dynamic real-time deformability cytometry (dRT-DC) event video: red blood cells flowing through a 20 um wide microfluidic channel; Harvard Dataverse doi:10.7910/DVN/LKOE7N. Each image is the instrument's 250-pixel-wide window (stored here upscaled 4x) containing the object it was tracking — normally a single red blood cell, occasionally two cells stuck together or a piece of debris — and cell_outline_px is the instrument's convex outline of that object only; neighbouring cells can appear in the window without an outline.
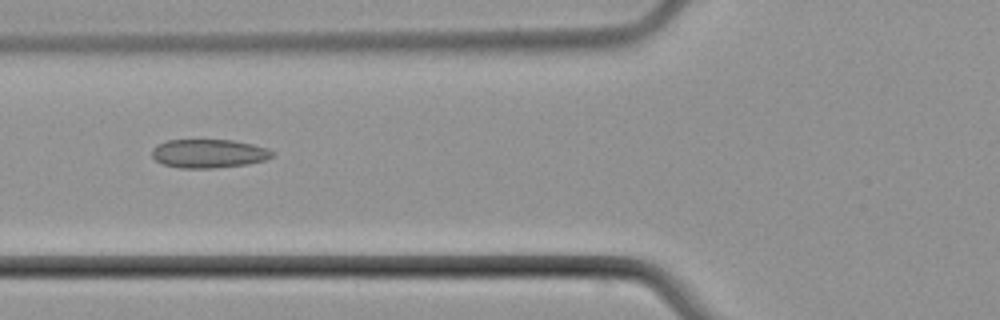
{"species": "common noctule bat (a hibernating species)", "species_latin": "Nyctalus noctula", "temperature_condition": "cold", "stored_images_in_passage": 10, "camera_frame_rate_fps": 3000, "um_per_image_px": 0.085, "animal": {"sex": "male", "body_mass_g": 21.5, "forearm_length_mm": 52.0}, "frame": {"image": 1, "passage_image": 6, "time_ms": 6.333, "image_size_px": [1000, 320], "cell_outline_px": [[272, 156], [264, 160], [248, 164], [212, 168], [180, 168], [164, 164], [156, 160], [152, 156], [152, 148], [156, 144], [168, 140], [232, 140], [252, 144], [268, 148], [272, 152]], "centroid_in_image_um": [17.71, 13.04], "position_along_channel_um": 108.1, "area_um2": 20.0}}
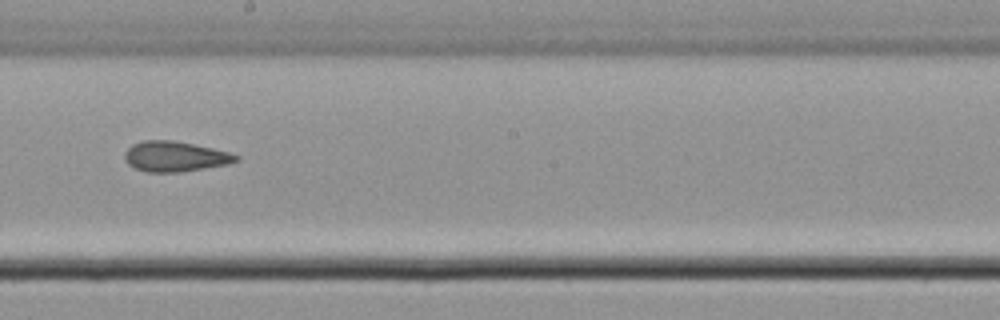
{"frame": {"image": 2, "passage_image": 9, "time_ms": 9.667, "image_size_px": [1000, 320], "cell_outline_px": [[240, 160], [228, 164], [180, 172], [148, 172], [136, 168], [128, 164], [124, 160], [124, 152], [132, 144], [144, 140], [172, 140], [212, 148], [228, 152], [240, 156]], "centroid_in_image_um": [14.86, 13.3], "position_along_channel_um": 233.3, "area_um2": 19.59}}
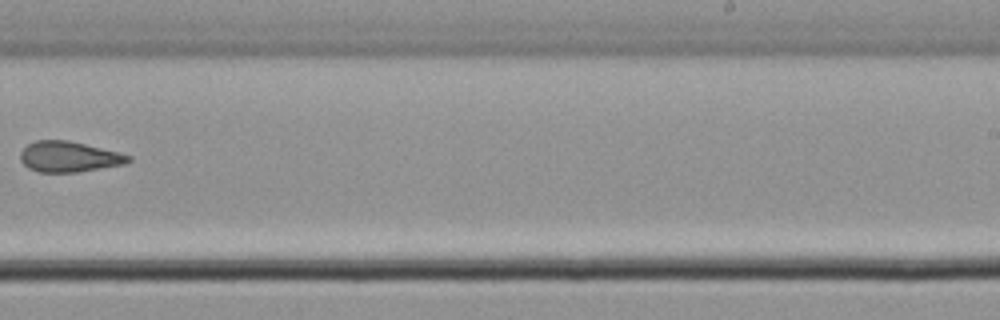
{"frame": {"image": 3, "passage_image": 10, "time_ms": 11.0, "image_size_px": [1000, 320], "cell_outline_px": [[132, 160], [124, 164], [76, 172], [40, 172], [28, 168], [20, 160], [20, 152], [28, 144], [36, 140], [68, 140], [120, 152], [132, 156]], "centroid_in_image_um": [5.87, 13.31], "position_along_channel_um": 283.1, "area_um2": 19.25}}